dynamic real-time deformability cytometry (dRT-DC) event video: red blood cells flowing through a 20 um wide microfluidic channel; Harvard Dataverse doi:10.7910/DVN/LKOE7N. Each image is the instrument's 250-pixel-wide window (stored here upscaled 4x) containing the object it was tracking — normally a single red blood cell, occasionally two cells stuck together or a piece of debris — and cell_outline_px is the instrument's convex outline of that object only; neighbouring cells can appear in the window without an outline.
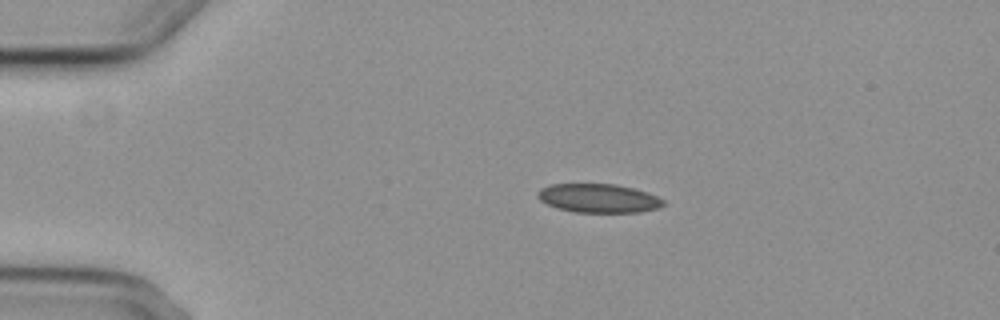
{"species": "common noctule bat (a hibernating species)", "species_latin": "Nyctalus noctula", "temperature_condition": "cold", "stored_images_in_passage": 7, "camera_frame_rate_fps": 3000, "um_per_image_px": 0.085, "animal": {"sex": "female", "body_mass_g": 29.2, "forearm_length_mm": 56.3}, "frame": {"image": 1, "passage_image": 2, "time_ms": 1.333, "image_size_px": [1000, 320], "cell_outline_px": [[664, 204], [660, 208], [640, 212], [572, 212], [556, 208], [540, 200], [536, 196], [536, 192], [540, 188], [552, 184], [616, 184], [648, 192], [664, 200]], "centroid_in_image_um": [50.86, 16.85], "position_along_channel_um": 34.1, "area_um2": 21.21}}
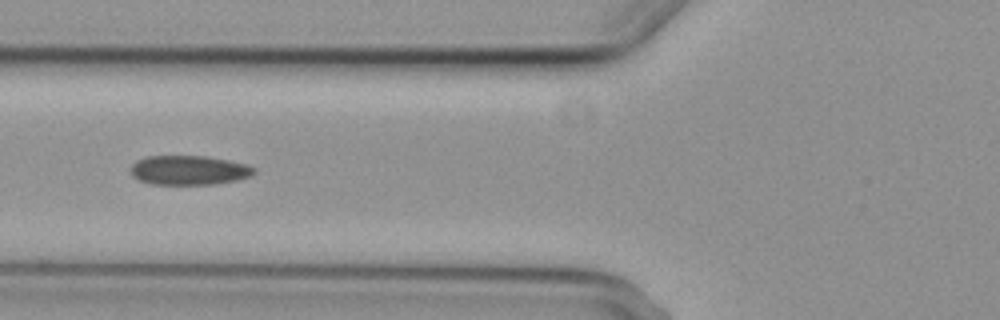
{"frame": {"image": 2, "passage_image": 5, "time_ms": 4.667, "image_size_px": [1000, 320], "cell_outline_px": [[256, 172], [252, 176], [236, 180], [212, 184], [152, 184], [140, 180], [132, 176], [132, 164], [136, 160], [148, 156], [204, 156], [228, 160], [248, 164], [256, 168]], "centroid_in_image_um": [16.1, 14.46], "position_along_channel_um": 109.7, "area_um2": 21.1}}
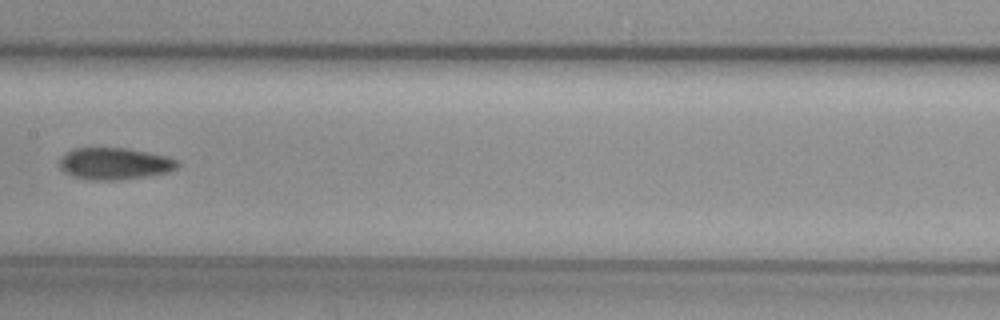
{"frame": {"image": 3, "passage_image": 7, "time_ms": 7.0, "image_size_px": [1000, 320], "cell_outline_px": [[180, 164], [176, 168], [168, 172], [120, 180], [88, 180], [72, 176], [64, 172], [60, 168], [60, 156], [64, 152], [72, 148], [128, 148], [148, 152], [164, 156], [176, 160]], "centroid_in_image_um": [9.67, 13.9], "position_along_channel_um": 197.7, "area_um2": 21.96}}